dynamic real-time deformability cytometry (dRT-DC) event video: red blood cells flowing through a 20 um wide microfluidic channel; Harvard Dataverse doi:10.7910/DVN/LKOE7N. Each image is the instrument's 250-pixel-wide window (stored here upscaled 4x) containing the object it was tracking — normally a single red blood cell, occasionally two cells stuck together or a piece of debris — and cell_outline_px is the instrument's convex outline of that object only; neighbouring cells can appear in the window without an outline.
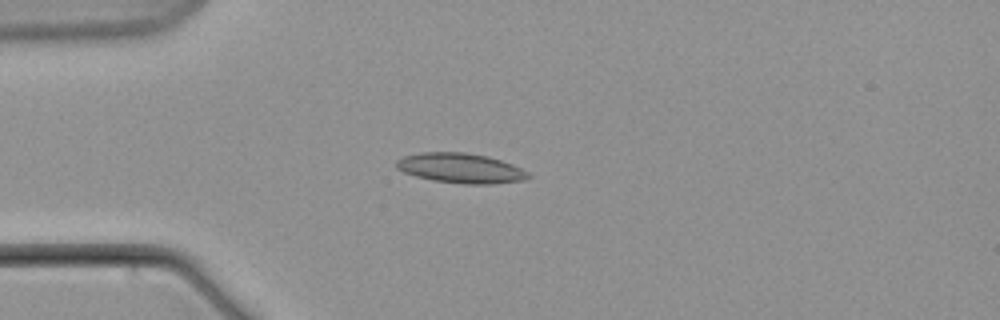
{"species": "common noctule bat (a hibernating species)", "species_latin": "Nyctalus noctula", "temperature_condition": "warm", "stored_images_in_passage": 11, "camera_frame_rate_fps": 3000, "um_per_image_px": 0.085, "animal": {"sex": "male", "body_mass_g": 21.5, "forearm_length_mm": 52.0}, "frame": {"image": 1, "passage_image": 5, "time_ms": 6.0, "image_size_px": [1000, 320], "cell_outline_px": [[532, 176], [524, 180], [492, 184], [464, 184], [432, 180], [416, 176], [404, 172], [396, 168], [396, 160], [404, 156], [420, 152], [464, 152], [488, 156], [512, 164], [528, 172]], "centroid_in_image_um": [39.15, 14.29], "position_along_channel_um": 45.8, "area_um2": 23.0}}
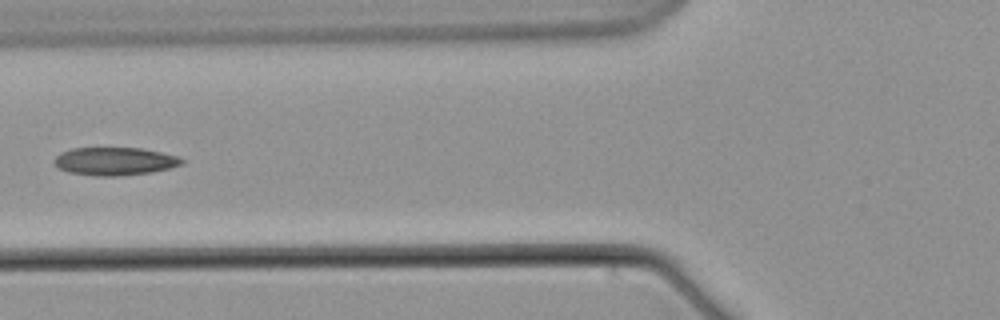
{"frame": {"image": 2, "passage_image": 7, "time_ms": 9.0, "image_size_px": [1000, 320], "cell_outline_px": [[184, 164], [152, 172], [120, 176], [96, 176], [68, 172], [52, 164], [52, 160], [60, 152], [72, 148], [140, 148], [180, 156], [184, 160]], "centroid_in_image_um": [9.73, 13.71], "position_along_channel_um": 116.1, "area_um2": 20.98}}